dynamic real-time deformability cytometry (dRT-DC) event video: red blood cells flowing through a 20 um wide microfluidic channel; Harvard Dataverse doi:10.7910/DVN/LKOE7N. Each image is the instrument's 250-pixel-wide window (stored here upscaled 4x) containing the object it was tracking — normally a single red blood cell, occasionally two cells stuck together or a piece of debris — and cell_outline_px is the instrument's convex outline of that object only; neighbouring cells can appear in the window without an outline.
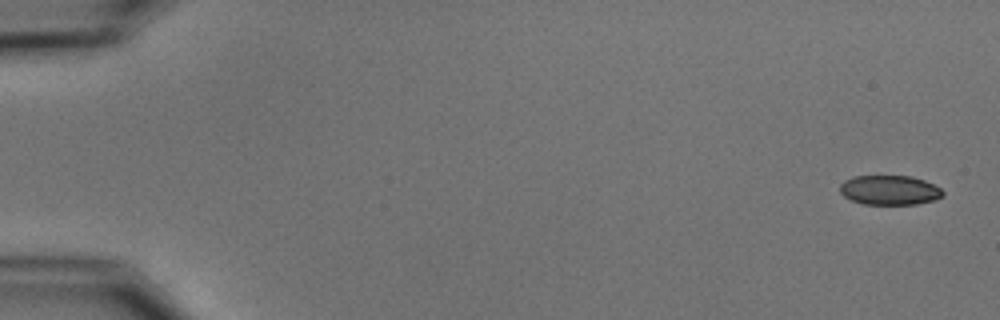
{"species": "common noctule bat (a hibernating species)", "species_latin": "Nyctalus noctula", "temperature_condition": "cold", "stored_images_in_passage": 5, "camera_frame_rate_fps": 3000, "um_per_image_px": 0.085, "animal": {"sex": "male", "body_mass_g": 15.6}, "frame": {"image": 1, "passage_image": 1, "time_ms": 0.0, "image_size_px": [1000, 320], "cell_outline_px": [[944, 196], [936, 200], [916, 204], [864, 204], [852, 200], [844, 196], [840, 192], [840, 184], [844, 180], [852, 176], [912, 176], [924, 180], [940, 188], [944, 192]], "centroid_in_image_um": [75.62, 16.16], "position_along_channel_um": 9.4, "area_um2": 17.8}}
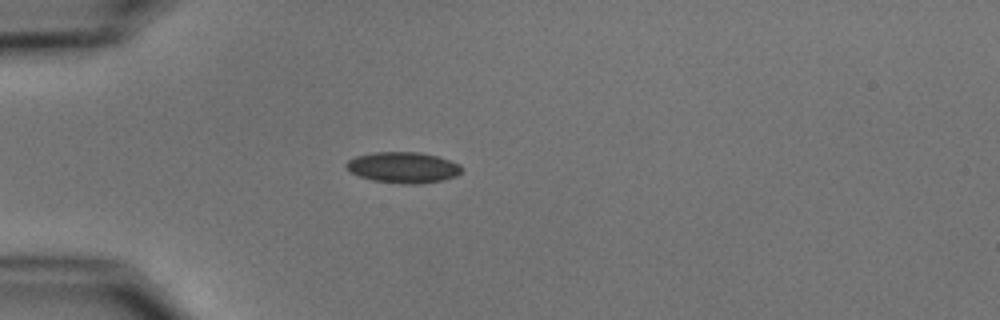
{"frame": {"image": 2, "passage_image": 5, "time_ms": 4.667, "image_size_px": [1000, 320], "cell_outline_px": [[464, 168], [456, 176], [444, 180], [416, 184], [408, 184], [372, 180], [360, 176], [352, 172], [344, 164], [348, 160], [356, 156], [372, 152], [420, 152], [436, 156], [460, 164]], "centroid_in_image_um": [34.28, 14.23], "position_along_channel_um": 50.7, "area_um2": 20.69}}